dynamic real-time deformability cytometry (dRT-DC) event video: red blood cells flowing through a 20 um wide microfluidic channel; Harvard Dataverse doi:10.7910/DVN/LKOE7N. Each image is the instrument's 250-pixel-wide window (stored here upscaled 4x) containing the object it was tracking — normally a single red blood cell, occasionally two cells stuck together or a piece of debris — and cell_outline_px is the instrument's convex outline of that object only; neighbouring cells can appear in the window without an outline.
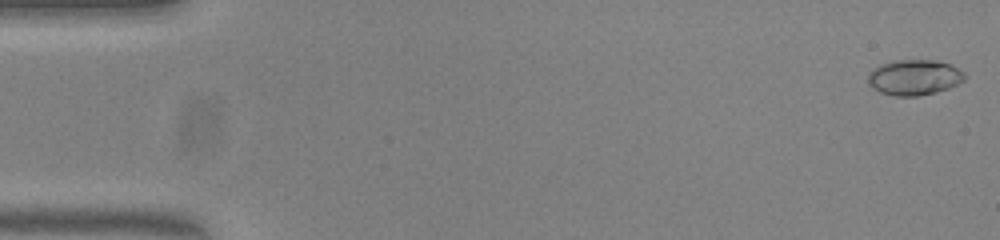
{"species": "common noctule bat (a hibernating species)", "species_latin": "Nyctalus noctula", "temperature_condition": "warm", "stored_images_in_passage": 53, "camera_frame_rate_fps": 3000, "um_per_image_px": 0.085, "animal": {"sex": "female", "body_mass_g": 23.0, "forearm_length_mm": 53.4}, "frame": {"image": 1, "passage_image": 1, "time_ms": 0.0, "image_size_px": [1000, 240], "cell_outline_px": [[964, 80], [948, 88], [936, 92], [920, 96], [896, 96], [880, 92], [872, 88], [868, 84], [868, 72], [884, 64], [896, 60], [932, 60], [948, 64], [964, 72]], "centroid_in_image_um": [77.68, 6.59], "position_along_channel_um": 7.3, "area_um2": 19.71}}
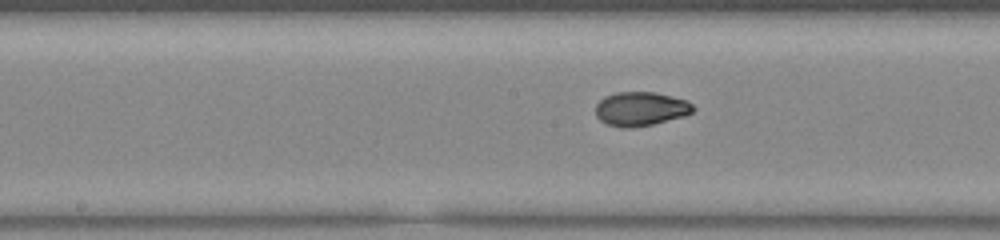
{"frame": {"image": 2, "passage_image": 27, "time_ms": 8.667, "image_size_px": [1000, 240], "cell_outline_px": [[696, 108], [692, 112], [684, 116], [652, 124], [628, 128], [620, 128], [608, 124], [600, 120], [596, 116], [596, 104], [604, 96], [616, 92], [656, 92], [688, 100]], "centroid_in_image_um": [54.46, 9.24], "position_along_channel_um": 193.7, "area_um2": 19.42}}
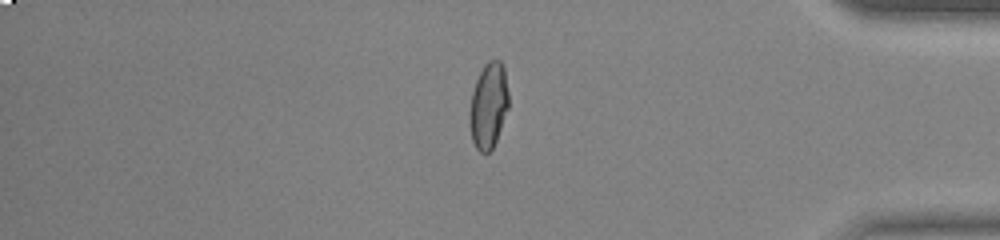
{"frame": {"image": 3, "passage_image": 45, "time_ms": 14.667, "image_size_px": [1000, 240], "cell_outline_px": [[508, 108], [496, 140], [492, 148], [488, 152], [480, 152], [476, 148], [472, 140], [468, 124], [468, 112], [472, 92], [476, 80], [484, 64], [488, 60], [500, 60], [504, 68], [508, 92]], "centroid_in_image_um": [41.49, 8.97], "position_along_channel_um": 393.7, "area_um2": 19.59}, "authors_computed_cell_mechanics": {"area_um2": 19.2474, "velocity_mm_per_s": 3.8314, "shape_relaxation_time_tau1_ms": null, "shape_relaxation_time_tau2_ms": 0.9639, "deformation_change_tau1": null, "deformation_change_tau2": 0.0408}}